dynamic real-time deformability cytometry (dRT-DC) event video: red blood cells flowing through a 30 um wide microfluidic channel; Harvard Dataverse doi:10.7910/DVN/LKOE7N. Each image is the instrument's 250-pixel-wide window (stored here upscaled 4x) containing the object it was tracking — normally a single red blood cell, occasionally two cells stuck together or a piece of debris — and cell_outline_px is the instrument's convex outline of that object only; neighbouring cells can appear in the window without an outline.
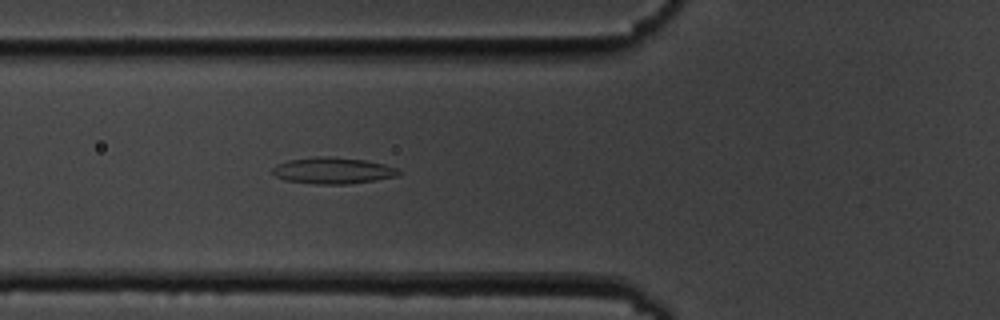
{"species": "common noctule bat (a hibernating species)", "species_latin": "Nyctalus noctula", "temperature_condition": "cold", "stored_images_in_passage": 40, "camera_frame_rate_fps": 3000, "um_per_image_px": 0.085, "animal": {"sex": "male", "body_mass_g": 19.5, "forearm_length_mm": 54.6}, "frame": {"image": 1, "passage_image": 4, "time_ms": 1.0, "image_size_px": [1000, 320], "cell_outline_px": [[400, 172], [396, 176], [376, 180], [348, 184], [316, 184], [284, 180], [276, 176], [272, 172], [272, 168], [276, 164], [288, 160], [316, 156], [332, 156], [364, 160], [384, 164], [396, 168]], "centroid_in_image_um": [28.25, 14.49], "position_along_channel_um": 97.5, "area_um2": 19.42}}
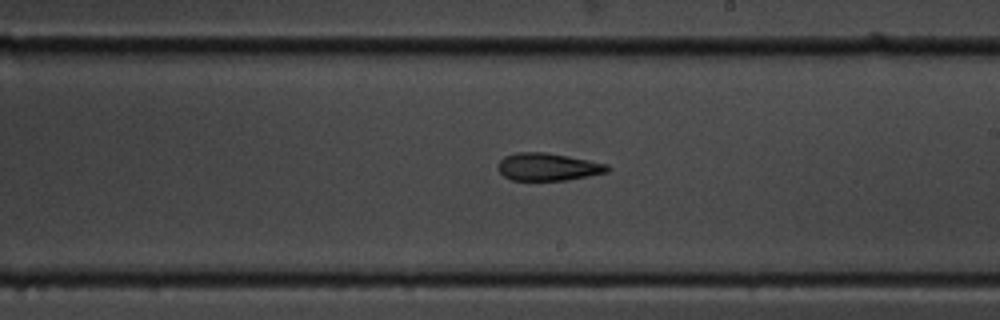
{"frame": {"image": 2, "passage_image": 16, "time_ms": 5.0, "image_size_px": [1000, 320], "cell_outline_px": [[608, 172], [588, 176], [564, 180], [512, 180], [504, 176], [496, 168], [496, 164], [504, 156], [516, 152], [544, 152], [588, 160], [608, 164]], "centroid_in_image_um": [46.51, 14.18], "position_along_channel_um": 242.5, "area_um2": 17.51}}
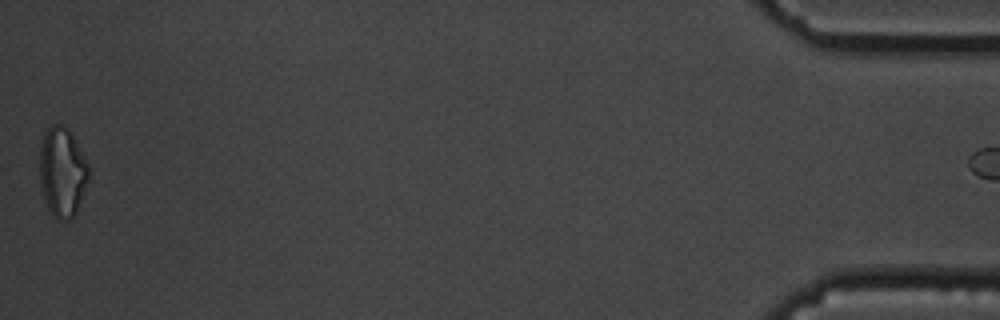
{"frame": {"image": 3, "passage_image": 39, "time_ms": 12.667, "image_size_px": [1000, 320], "cell_outline_px": [[88, 180], [76, 212], [68, 220], [56, 220], [48, 208], [44, 196], [40, 180], [40, 140], [44, 132], [52, 124], [60, 124], [68, 128], [72, 132], [88, 164]], "centroid_in_image_um": [5.28, 14.58], "position_along_channel_um": 429.9, "area_um2": 25.55}}